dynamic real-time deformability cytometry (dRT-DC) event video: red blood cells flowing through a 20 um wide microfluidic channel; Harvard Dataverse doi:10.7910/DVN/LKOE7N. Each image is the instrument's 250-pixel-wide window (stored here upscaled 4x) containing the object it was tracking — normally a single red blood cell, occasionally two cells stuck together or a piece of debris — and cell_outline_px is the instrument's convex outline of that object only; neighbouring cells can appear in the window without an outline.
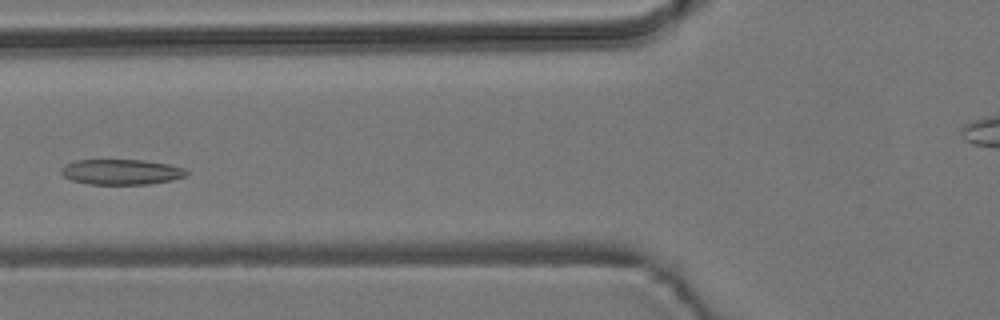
{"species": "common noctule bat (a hibernating species)", "species_latin": "Nyctalus noctula", "temperature_condition": "room temperature", "stored_images_in_passage": 5, "camera_frame_rate_fps": 3000, "um_per_image_px": 0.085, "animal": {"sex": "male", "body_mass_g": 19.2, "forearm_length_mm": 51.8}, "frame": {"image": 1, "passage_image": 5, "time_ms": 5.333, "image_size_px": [1000, 320], "cell_outline_px": [[192, 172], [188, 176], [172, 180], [148, 184], [88, 184], [72, 180], [64, 176], [60, 172], [60, 168], [64, 164], [76, 160], [144, 160], [168, 164], [184, 168]], "centroid_in_image_um": [10.34, 14.61], "position_along_channel_um": 115.5, "area_um2": 18.73}}